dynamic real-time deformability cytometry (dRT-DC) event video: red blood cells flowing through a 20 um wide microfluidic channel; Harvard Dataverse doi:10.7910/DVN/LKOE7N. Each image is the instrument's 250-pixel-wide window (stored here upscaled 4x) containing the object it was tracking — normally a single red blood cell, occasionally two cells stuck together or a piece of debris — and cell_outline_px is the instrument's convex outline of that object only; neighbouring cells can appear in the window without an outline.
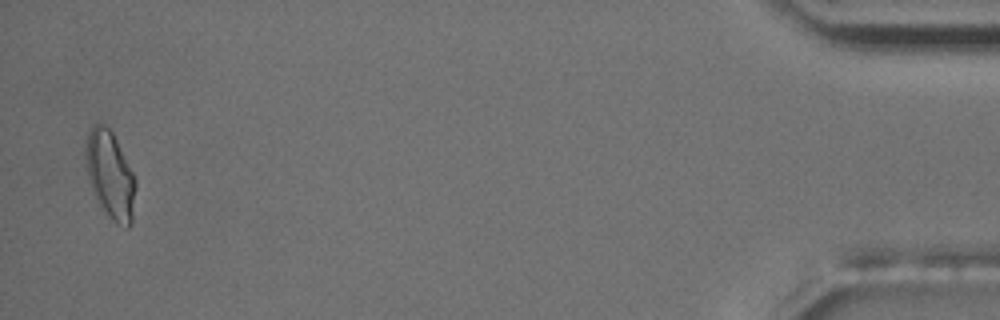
{"species": "common noctule bat (a hibernating species)", "species_latin": "Nyctalus noctula", "temperature_condition": "room temperature", "stored_images_in_passage": 16, "camera_frame_rate_fps": 3000, "um_per_image_px": 0.085, "animal": {"sex": "male", "body_mass_g": 17.5, "forearm_length_mm": 52.3}, "frame": {"image": 1, "passage_image": 16, "time_ms": 18.0, "image_size_px": [1000, 320], "cell_outline_px": [[136, 188], [132, 224], [128, 228], [124, 228], [116, 224], [100, 208], [92, 192], [88, 176], [84, 148], [88, 132], [100, 120], [112, 132], [136, 180]], "centroid_in_image_um": [9.36, 14.93], "position_along_channel_um": 425.8, "area_um2": 25.72}, "authors_computed_cell_mechanics": {"area_um2": 20.9236, "velocity_mm_per_s": 3.5508, "shape_relaxation_time_tau1_ms": null, "shape_relaxation_time_tau2_ms": 1.8154, "deformation_change_tau1": null, "deformation_change_tau2": 0.0808}}